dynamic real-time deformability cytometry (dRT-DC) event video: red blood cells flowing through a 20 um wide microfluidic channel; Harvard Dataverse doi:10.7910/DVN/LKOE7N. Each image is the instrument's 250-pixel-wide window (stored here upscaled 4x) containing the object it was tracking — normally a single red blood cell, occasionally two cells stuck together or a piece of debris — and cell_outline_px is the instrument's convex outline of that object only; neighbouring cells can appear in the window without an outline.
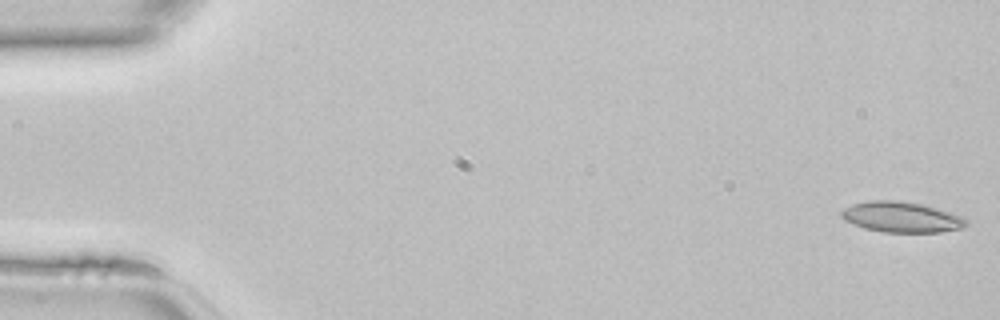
{"species": "common noctule bat (a hibernating species)", "species_latin": "Nyctalus noctula", "temperature_condition": "room temperature", "stored_images_in_passage": 45, "camera_frame_rate_fps": 3000, "um_per_image_px": 0.085, "animal": {"sex": "female", "body_mass_g": 22.7, "forearm_length_mm": 54.2}, "frame": {"image": 1, "passage_image": 1, "time_ms": 0.0, "image_size_px": [1000, 320], "cell_outline_px": [[968, 224], [960, 228], [940, 232], [880, 232], [864, 228], [844, 220], [840, 216], [840, 212], [844, 208], [852, 204], [868, 200], [900, 200], [920, 204], [936, 208], [964, 216], [968, 220]], "centroid_in_image_um": [76.61, 18.44], "position_along_channel_um": 8.4, "area_um2": 22.37}}
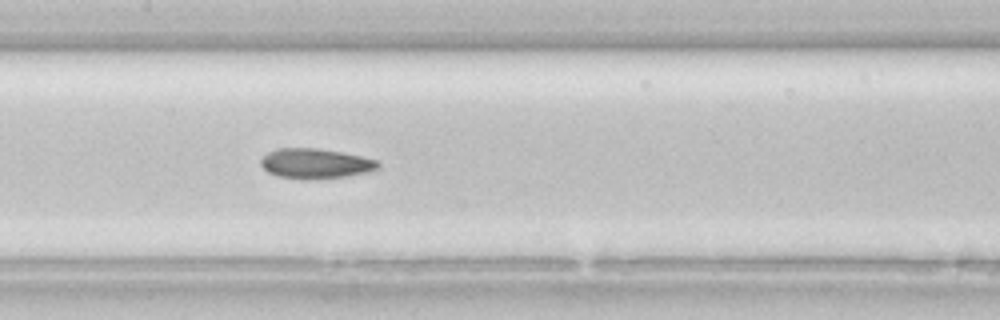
{"frame": {"image": 2, "passage_image": 22, "time_ms": 7.0, "image_size_px": [1000, 320], "cell_outline_px": [[380, 168], [368, 172], [348, 176], [280, 176], [268, 172], [260, 164], [260, 160], [268, 152], [276, 148], [320, 148], [360, 156], [376, 160], [380, 164]], "centroid_in_image_um": [26.83, 13.84], "position_along_channel_um": 180.6, "area_um2": 19.54}}
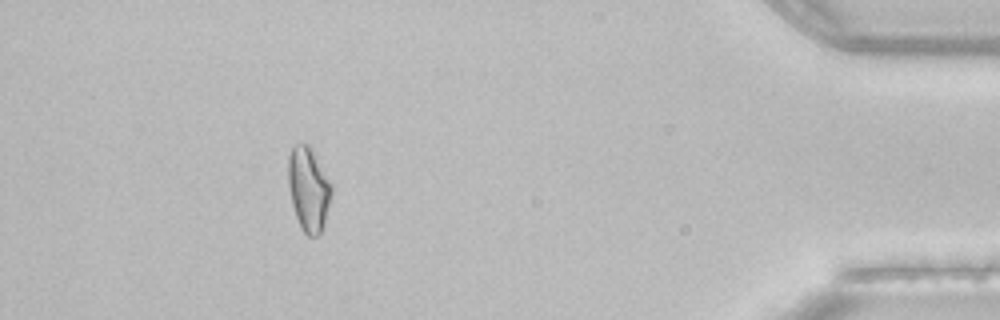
{"frame": {"image": 3, "passage_image": 41, "time_ms": 13.333, "image_size_px": [1000, 320], "cell_outline_px": [[332, 192], [324, 224], [320, 232], [316, 236], [308, 236], [304, 232], [296, 216], [292, 204], [288, 184], [288, 156], [292, 148], [296, 144], [308, 144], [312, 148], [332, 184]], "centroid_in_image_um": [26.23, 16.04], "position_along_channel_um": 409.0, "area_um2": 21.1}}